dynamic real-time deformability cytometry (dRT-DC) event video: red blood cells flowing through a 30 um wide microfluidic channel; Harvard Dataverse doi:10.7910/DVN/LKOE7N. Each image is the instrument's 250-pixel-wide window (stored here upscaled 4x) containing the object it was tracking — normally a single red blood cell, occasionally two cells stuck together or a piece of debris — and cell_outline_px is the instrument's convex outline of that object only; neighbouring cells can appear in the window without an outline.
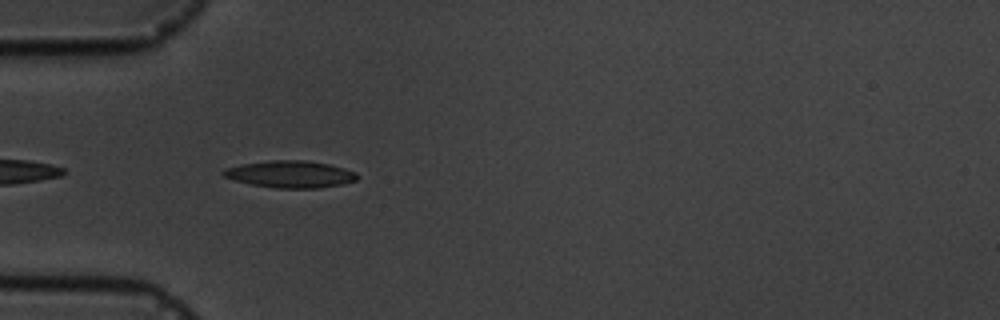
{"species": "common noctule bat (a hibernating species)", "species_latin": "Nyctalus noctula", "temperature_condition": "cold", "stored_images_in_passage": 6, "camera_frame_rate_fps": 3000, "um_per_image_px": 0.085, "animal": {"sex": "male", "body_mass_g": 19.5, "forearm_length_mm": 54.6}, "frame": {"image": 1, "passage_image": 5, "time_ms": 4.667, "image_size_px": [1000, 320], "cell_outline_px": [[360, 176], [356, 180], [340, 184], [320, 188], [276, 188], [252, 184], [236, 180], [224, 176], [220, 172], [224, 168], [240, 164], [268, 160], [308, 160], [328, 164], [344, 168], [356, 172]], "centroid_in_image_um": [24.67, 14.79], "position_along_channel_um": 60.3, "area_um2": 21.1}}
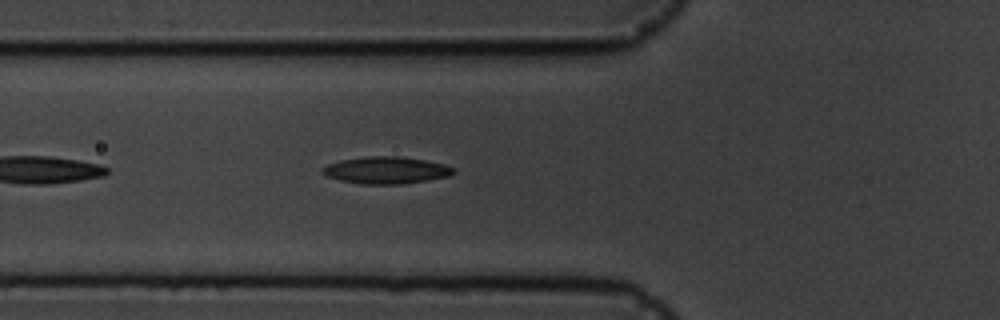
{"frame": {"image": 2, "passage_image": 6, "time_ms": 5.667, "image_size_px": [1000, 320], "cell_outline_px": [[456, 172], [448, 176], [404, 184], [360, 184], [340, 180], [324, 176], [320, 172], [320, 168], [328, 164], [340, 160], [368, 156], [400, 156], [424, 160], [444, 164], [456, 168]], "centroid_in_image_um": [32.79, 14.47], "position_along_channel_um": 93.0, "area_um2": 20.81}}